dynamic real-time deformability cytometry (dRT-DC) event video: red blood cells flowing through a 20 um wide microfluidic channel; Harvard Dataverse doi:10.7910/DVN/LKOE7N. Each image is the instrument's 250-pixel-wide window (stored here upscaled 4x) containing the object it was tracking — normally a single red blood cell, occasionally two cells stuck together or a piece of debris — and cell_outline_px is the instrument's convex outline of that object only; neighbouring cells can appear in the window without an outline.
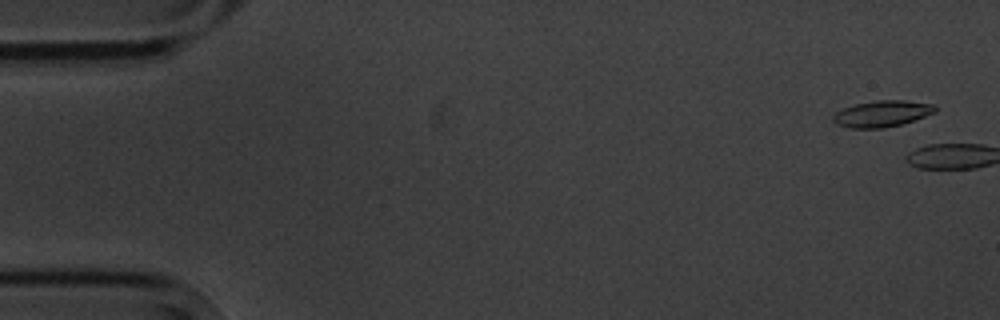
{"species": "common noctule bat (a hibernating species)", "species_latin": "Nyctalus noctula", "temperature_condition": "cold", "stored_images_in_passage": 2, "camera_frame_rate_fps": 3000, "um_per_image_px": 0.085, "animal": {"sex": "male", "body_mass_g": 20.1, "forearm_length_mm": 53.5}, "frame": {"image": 1, "passage_image": 1, "time_ms": 0.0, "image_size_px": [1000, 320], "cell_outline_px": [[936, 112], [900, 124], [884, 128], [852, 128], [836, 124], [832, 120], [832, 116], [836, 112], [844, 108], [856, 104], [876, 100], [904, 100], [932, 104], [936, 108]], "centroid_in_image_um": [74.94, 9.66], "position_along_channel_um": 10.1, "area_um2": 15.43}}